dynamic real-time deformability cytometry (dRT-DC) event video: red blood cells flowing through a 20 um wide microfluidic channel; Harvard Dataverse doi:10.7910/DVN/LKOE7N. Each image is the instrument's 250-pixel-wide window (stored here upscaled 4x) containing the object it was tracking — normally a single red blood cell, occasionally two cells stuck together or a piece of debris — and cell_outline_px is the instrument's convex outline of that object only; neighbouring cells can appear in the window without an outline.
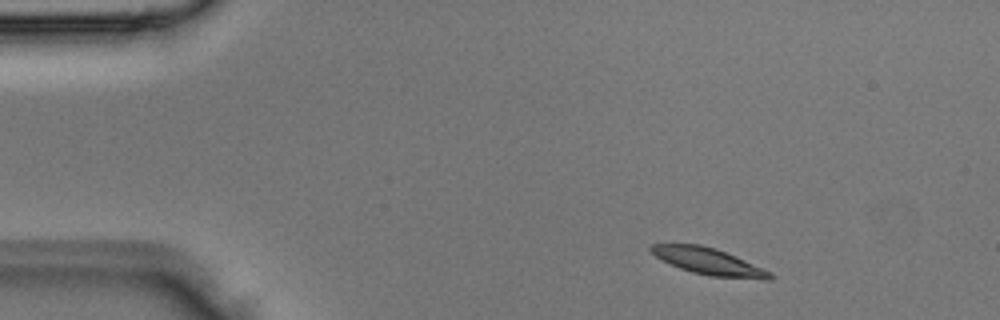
{"species": "Egyptian fruit bat (a non-hibernating species)", "species_latin": "Rousettus aegyptiacus", "temperature_condition": "room temperature", "stored_images_in_passage": 3, "camera_frame_rate_fps": 3000, "um_per_image_px": 0.085, "animal": {"sex": "male"}, "frame": {"image": 1, "passage_image": 1, "time_ms": 0.0, "image_size_px": [1000, 320], "cell_outline_px": [[772, 280], [764, 280], [708, 276], [692, 272], [680, 268], [656, 256], [648, 248], [652, 244], [700, 244], [716, 248], [772, 272]], "centroid_in_image_um": [60.27, 22.23], "position_along_channel_um": 24.7, "area_um2": 18.38}}